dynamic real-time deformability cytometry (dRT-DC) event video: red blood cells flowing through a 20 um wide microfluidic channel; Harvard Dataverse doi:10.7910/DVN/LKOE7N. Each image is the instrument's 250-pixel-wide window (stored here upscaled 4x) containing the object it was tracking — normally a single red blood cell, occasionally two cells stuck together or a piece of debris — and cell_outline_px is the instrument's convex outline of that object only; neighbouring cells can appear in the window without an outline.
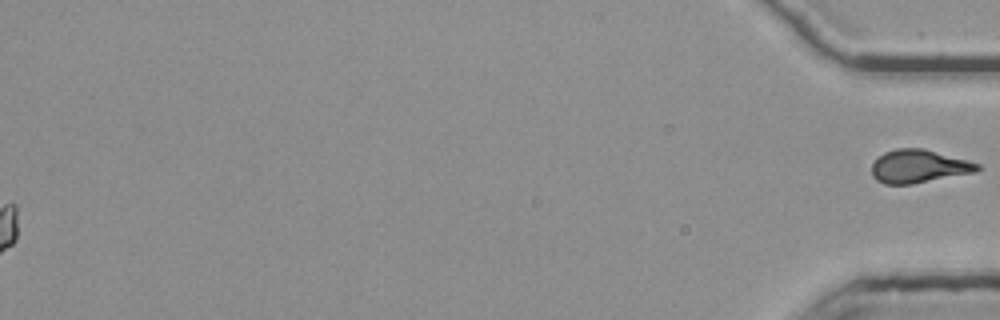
{"species": "common noctule bat (a hibernating species)", "species_latin": "Nyctalus noctula", "temperature_condition": "room temperature", "stored_images_in_passage": 55, "segment_of_instrument_passage": [3, 3], "camera_frame_rate_fps": 3000, "um_per_image_px": 0.085, "animal": {"sex": "female", "body_mass_g": 25.1}, "frame": {"image": 1, "passage_image": 55, "time_ms": 18.0, "image_size_px": [1000, 320], "cell_outline_px": [[984, 168], [976, 172], [912, 184], [884, 184], [876, 180], [872, 176], [872, 164], [884, 152], [896, 148], [924, 148], [968, 160], [980, 164]], "centroid_in_image_um": [78.13, 14.14], "position_along_channel_um": 357.1, "area_um2": 20.58}}